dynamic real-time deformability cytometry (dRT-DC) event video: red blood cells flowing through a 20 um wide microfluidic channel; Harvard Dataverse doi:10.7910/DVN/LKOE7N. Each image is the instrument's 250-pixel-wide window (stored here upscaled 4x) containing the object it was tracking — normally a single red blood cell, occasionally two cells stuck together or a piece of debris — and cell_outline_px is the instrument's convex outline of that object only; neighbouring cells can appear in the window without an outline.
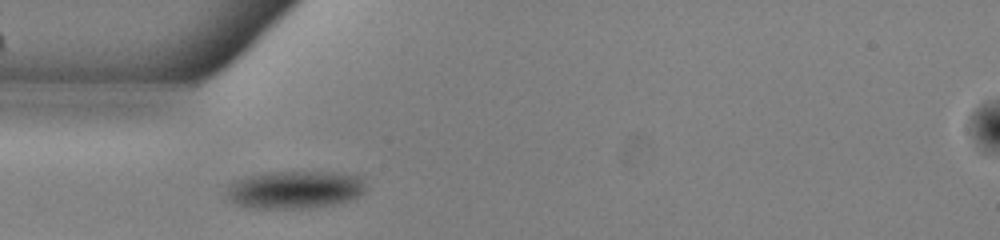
{"species": "common noctule bat (a hibernating species)", "species_latin": "Nyctalus noctula", "temperature_condition": "warm", "stored_images_in_passage": 34, "camera_frame_rate_fps": 3000, "um_per_image_px": 0.085, "animal": {"sex": "male", "body_mass_g": 13.0, "forearm_length_mm": 53.1}, "frame": {"image": 1, "passage_image": 1, "time_ms": 0.0, "image_size_px": [1000, 240], "cell_outline_px": [[364, 192], [360, 196], [348, 200], [332, 204], [308, 208], [244, 208], [228, 200], [228, 188], [232, 180], [244, 176], [264, 172], [336, 172], [360, 176], [364, 180]], "centroid_in_image_um": [25.01, 16.11], "position_along_channel_um": 60.0, "area_um2": 30.92}}
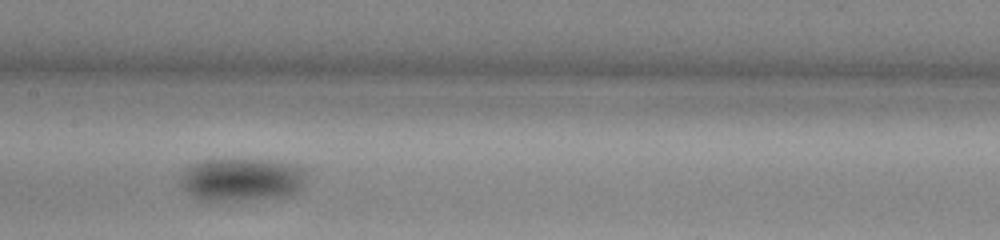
{"frame": {"image": 2, "passage_image": 11, "time_ms": 3.333, "image_size_px": [1000, 240], "cell_outline_px": [[304, 180], [300, 188], [296, 192], [276, 196], [232, 200], [200, 200], [188, 192], [180, 184], [180, 176], [188, 164], [200, 160], [260, 160], [300, 168]], "centroid_in_image_um": [20.37, 15.26], "position_along_channel_um": 187.0, "area_um2": 30.23}}
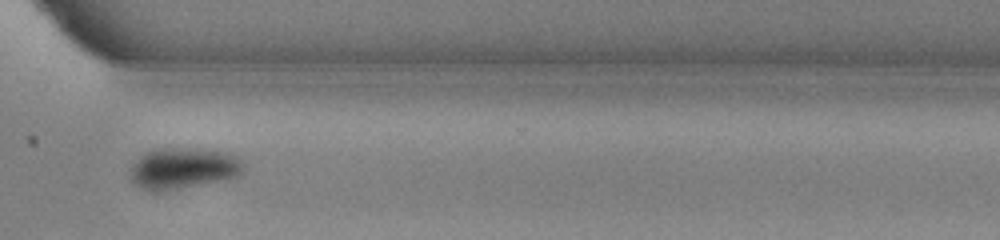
{"frame": {"image": 3, "passage_image": 24, "time_ms": 7.667, "image_size_px": [1000, 240], "cell_outline_px": [[240, 172], [236, 176], [180, 188], [160, 192], [152, 192], [140, 188], [132, 180], [128, 168], [140, 156], [156, 148], [200, 148], [224, 152], [236, 156], [240, 160]], "centroid_in_image_um": [15.45, 14.29], "position_along_channel_um": 355.1, "area_um2": 26.76}, "authors_computed_cell_mechanics": {"area_um2": 28.8133, "velocity_mm_per_s": 3.8784, "shape_relaxation_time_tau1_ms": 3.0359, "shape_relaxation_time_tau2_ms": null, "deformation_change_tau1": 0.0901, "deformation_change_tau2": null}}